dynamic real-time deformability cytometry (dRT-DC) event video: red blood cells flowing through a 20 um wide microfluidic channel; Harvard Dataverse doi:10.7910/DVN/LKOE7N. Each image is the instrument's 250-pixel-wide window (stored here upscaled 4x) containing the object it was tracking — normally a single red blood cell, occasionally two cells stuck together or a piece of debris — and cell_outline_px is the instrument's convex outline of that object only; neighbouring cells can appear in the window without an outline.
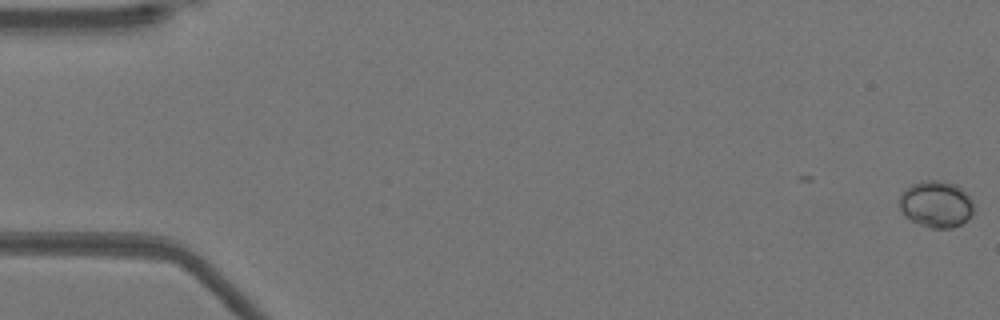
{"species": "Egyptian fruit bat (a non-hibernating species)", "species_latin": "Rousettus aegyptiacus", "temperature_condition": "warm", "stored_images_in_passage": 2, "camera_frame_rate_fps": 3000, "um_per_image_px": 0.085, "animal": {"sex": "female"}, "frame": {"image": 1, "passage_image": 2, "time_ms": 0.333, "image_size_px": [1000, 320], "cell_outline_px": [[972, 216], [968, 220], [952, 228], [932, 228], [920, 224], [904, 216], [900, 212], [900, 192], [904, 188], [912, 184], [924, 180], [936, 180], [956, 184], [972, 200]], "centroid_in_image_um": [79.54, 17.35], "position_along_channel_um": 5.5, "area_um2": 20.23}}